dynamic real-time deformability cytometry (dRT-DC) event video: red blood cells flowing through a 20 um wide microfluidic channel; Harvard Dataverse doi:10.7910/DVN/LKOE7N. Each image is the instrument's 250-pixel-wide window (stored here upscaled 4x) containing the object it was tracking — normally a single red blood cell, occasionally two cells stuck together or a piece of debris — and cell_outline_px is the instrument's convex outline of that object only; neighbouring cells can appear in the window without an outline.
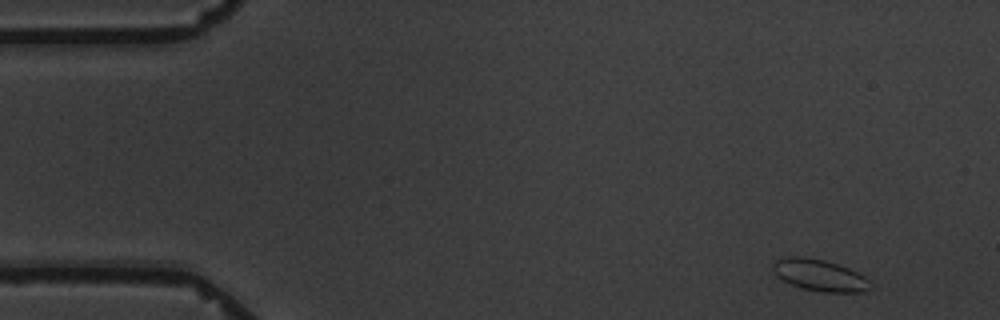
{"species": "common noctule bat (a hibernating species)", "species_latin": "Nyctalus noctula", "temperature_condition": "warm", "stored_images_in_passage": 4, "camera_frame_rate_fps": 3000, "um_per_image_px": 0.085, "animal": {"sex": "male", "body_mass_g": 19.5, "forearm_length_mm": 54.6}, "frame": {"image": 1, "passage_image": 1, "time_ms": 0.0, "image_size_px": [1000, 320], "cell_outline_px": [[872, 288], [864, 292], [824, 292], [804, 288], [792, 284], [776, 276], [772, 268], [772, 264], [776, 260], [788, 256], [804, 256], [824, 260], [848, 268], [864, 276], [872, 284]], "centroid_in_image_um": [69.67, 23.39], "position_along_channel_um": 15.3, "area_um2": 17.86}}
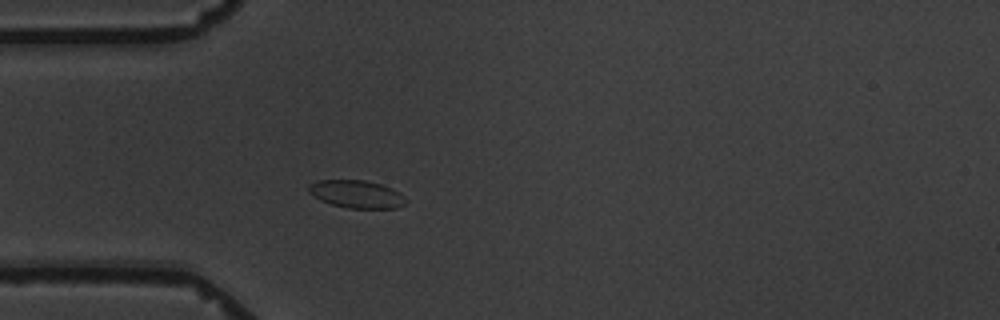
{"frame": {"image": 2, "passage_image": 4, "time_ms": 4.0, "image_size_px": [1000, 320], "cell_outline_px": [[408, 200], [404, 204], [396, 208], [348, 208], [332, 204], [320, 200], [308, 192], [308, 184], [316, 180], [364, 180], [380, 184], [392, 188], [400, 192]], "centroid_in_image_um": [30.3, 16.49], "position_along_channel_um": 54.7, "area_um2": 15.78}}